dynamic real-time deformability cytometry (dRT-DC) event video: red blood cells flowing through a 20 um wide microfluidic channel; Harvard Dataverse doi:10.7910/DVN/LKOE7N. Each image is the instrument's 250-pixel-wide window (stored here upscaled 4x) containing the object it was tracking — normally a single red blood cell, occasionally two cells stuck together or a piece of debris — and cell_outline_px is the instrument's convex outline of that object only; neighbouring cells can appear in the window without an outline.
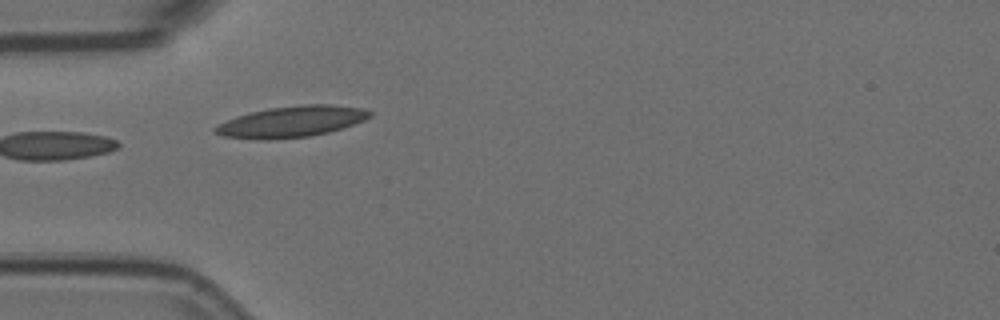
{"species": "Egyptian fruit bat (a non-hibernating species)", "species_latin": "Rousettus aegyptiacus", "temperature_condition": "room temperature", "stored_images_in_passage": 26, "camera_frame_rate_fps": 3000, "um_per_image_px": 0.085, "animal": {"sex": "female"}, "frame": {"image": 1, "passage_image": 1, "time_ms": 0.0, "image_size_px": [1000, 320], "cell_outline_px": [[372, 116], [364, 120], [328, 132], [308, 136], [268, 140], [256, 140], [224, 136], [212, 132], [212, 128], [236, 116], [268, 108], [304, 104], [332, 104], [364, 108], [372, 112]], "centroid_in_image_um": [24.77, 10.34], "position_along_channel_um": 60.2, "area_um2": 27.98}}